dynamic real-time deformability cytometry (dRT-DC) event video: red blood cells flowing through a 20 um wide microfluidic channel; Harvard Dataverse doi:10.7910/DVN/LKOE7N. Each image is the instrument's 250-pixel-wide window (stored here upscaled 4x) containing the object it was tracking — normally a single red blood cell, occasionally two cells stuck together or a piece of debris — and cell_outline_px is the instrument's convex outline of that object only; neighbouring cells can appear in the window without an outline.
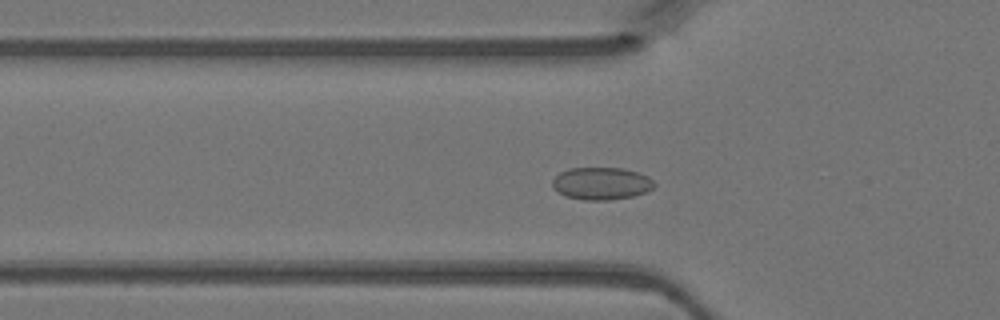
{"species": "Egyptian fruit bat (a non-hibernating species)", "species_latin": "Rousettus aegyptiacus", "temperature_condition": "warm", "stored_images_in_passage": 21, "camera_frame_rate_fps": 3000, "um_per_image_px": 0.085, "animal": {"sex": "female"}, "frame": {"image": 1, "passage_image": 13, "time_ms": 4.0, "image_size_px": [1000, 320], "cell_outline_px": [[656, 184], [652, 188], [644, 192], [632, 196], [608, 200], [584, 200], [568, 196], [552, 188], [552, 180], [560, 172], [568, 168], [620, 168], [636, 172], [648, 176]], "centroid_in_image_um": [51.1, 15.59], "position_along_channel_um": 74.7, "area_um2": 19.02}}
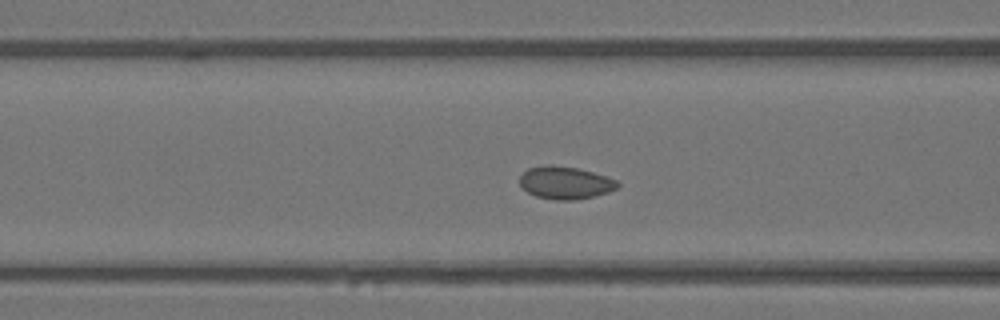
{"frame": {"image": 2, "passage_image": 16, "time_ms": 5.0, "image_size_px": [1000, 320], "cell_outline_px": [[620, 184], [616, 188], [608, 192], [576, 200], [556, 200], [536, 196], [528, 192], [520, 184], [520, 176], [528, 168], [544, 164], [552, 164], [576, 168], [608, 176], [616, 180]], "centroid_in_image_um": [48.04, 15.52], "position_along_channel_um": 118.6, "area_um2": 18.55}}
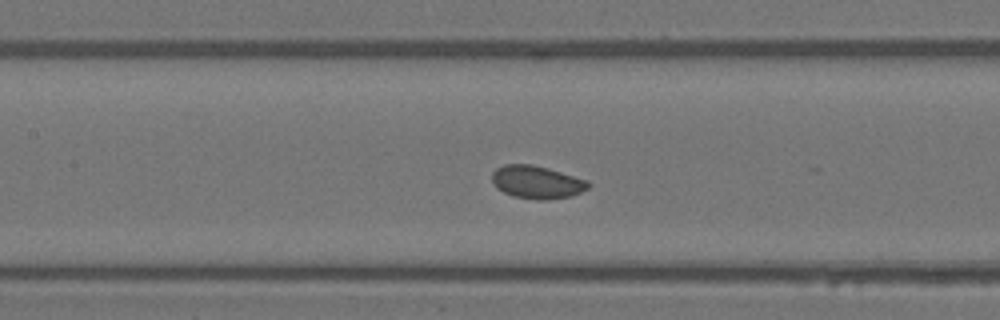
{"frame": {"image": 3, "passage_image": 19, "time_ms": 6.0, "image_size_px": [1000, 320], "cell_outline_px": [[592, 184], [588, 188], [572, 196], [544, 200], [536, 200], [512, 196], [496, 188], [492, 184], [492, 172], [496, 168], [504, 164], [532, 164], [548, 168], [588, 180]], "centroid_in_image_um": [45.62, 15.48], "position_along_channel_um": 161.8, "area_um2": 18.67}}